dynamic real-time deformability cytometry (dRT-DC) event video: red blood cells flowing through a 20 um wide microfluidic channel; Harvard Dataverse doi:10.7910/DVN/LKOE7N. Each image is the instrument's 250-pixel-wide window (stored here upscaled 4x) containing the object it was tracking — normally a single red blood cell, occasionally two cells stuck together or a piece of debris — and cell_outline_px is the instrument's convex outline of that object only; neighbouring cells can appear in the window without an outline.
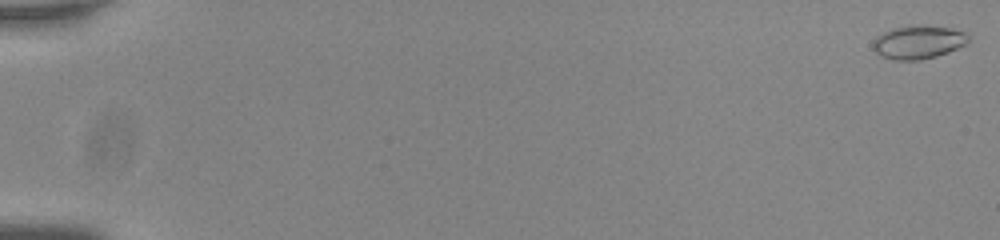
{"species": "common noctule bat (a hibernating species)", "species_latin": "Nyctalus noctula", "temperature_condition": "room temperature", "stored_images_in_passage": 57, "camera_frame_rate_fps": 3000, "um_per_image_px": 0.085, "animal": {"sex": "male", "body_mass_g": 20.0, "forearm_length_mm": 53.3}, "frame": {"image": 1, "passage_image": 1, "time_ms": 0.0, "image_size_px": [1000, 240], "cell_outline_px": [[968, 44], [948, 52], [936, 56], [920, 60], [892, 60], [880, 56], [872, 48], [872, 40], [876, 36], [892, 28], [908, 24], [924, 24], [952, 28], [964, 32], [968, 36]], "centroid_in_image_um": [78.02, 3.56], "position_along_channel_um": 7.0, "area_um2": 19.07}}
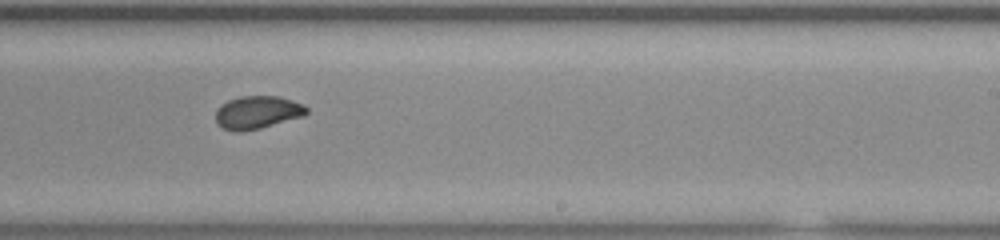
{"frame": {"image": 2, "passage_image": 37, "time_ms": 12.0, "image_size_px": [1000, 240], "cell_outline_px": [[308, 112], [304, 116], [260, 128], [240, 132], [232, 132], [220, 128], [216, 124], [216, 112], [228, 100], [240, 96], [280, 96], [304, 104], [308, 108]], "centroid_in_image_um": [21.89, 9.56], "position_along_channel_um": 267.1, "area_um2": 17.57}}
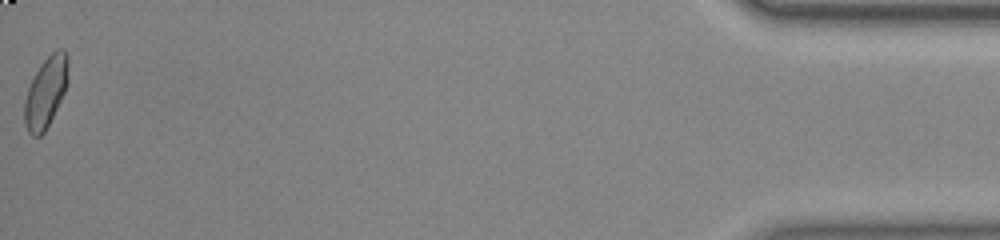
{"frame": {"image": 3, "passage_image": 57, "time_ms": 18.667, "image_size_px": [1000, 240], "cell_outline_px": [[68, 84], [44, 132], [40, 136], [32, 136], [28, 132], [24, 124], [24, 100], [28, 88], [40, 64], [56, 48], [64, 48], [68, 56]], "centroid_in_image_um": [3.89, 7.8], "position_along_channel_um": 431.3, "area_um2": 17.98}, "authors_computed_cell_mechanics": {"area_um2": 17.5712, "velocity_mm_per_s": 3.7644, "shape_relaxation_time_tau1_ms": null, "shape_relaxation_time_tau2_ms": 0.7679, "deformation_change_tau1": null, "deformation_change_tau2": 0.0433}}